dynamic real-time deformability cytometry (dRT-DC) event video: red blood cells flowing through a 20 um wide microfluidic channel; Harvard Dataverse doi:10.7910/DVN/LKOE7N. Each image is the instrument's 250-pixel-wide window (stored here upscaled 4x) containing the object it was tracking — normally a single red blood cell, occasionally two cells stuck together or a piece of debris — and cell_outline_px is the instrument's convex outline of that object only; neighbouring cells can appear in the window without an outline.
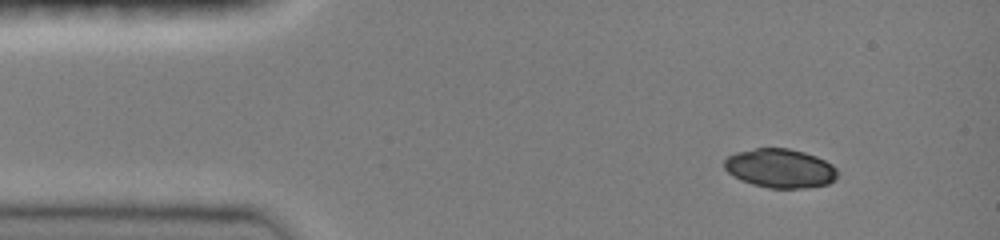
{"species": "common noctule bat (a hibernating species)", "species_latin": "Nyctalus noctula", "temperature_condition": "room temperature", "stored_images_in_passage": 43, "camera_frame_rate_fps": 3000, "um_per_image_px": 0.085, "animal": {"sex": "female", "body_mass_g": 19.0, "forearm_length_mm": 51.5}, "frame": {"image": 1, "passage_image": 1, "time_ms": 0.0, "image_size_px": [1000, 240], "cell_outline_px": [[836, 180], [828, 184], [804, 188], [768, 188], [752, 184], [740, 180], [732, 176], [724, 168], [724, 160], [728, 156], [736, 152], [756, 148], [788, 148], [804, 152], [816, 156], [832, 164], [836, 168]], "centroid_in_image_um": [66.29, 14.31], "position_along_channel_um": 18.7, "area_um2": 25.84}}
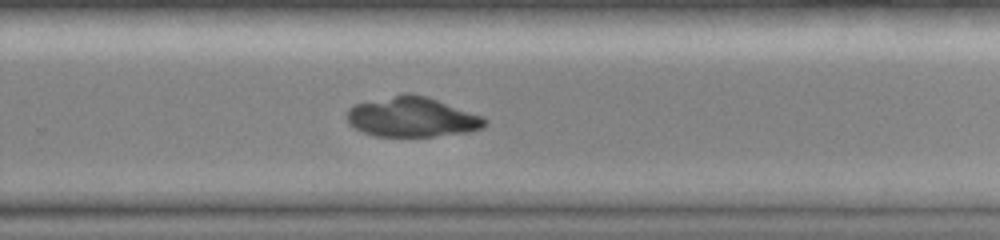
{"frame": {"image": 2, "passage_image": 27, "time_ms": 8.667, "image_size_px": [1000, 240], "cell_outline_px": [[488, 124], [480, 128], [468, 132], [432, 136], [372, 136], [348, 124], [344, 116], [348, 108], [352, 104], [404, 92], [412, 92], [428, 96], [484, 116], [488, 120]], "centroid_in_image_um": [34.99, 9.92], "position_along_channel_um": 294.8, "area_um2": 32.77}}
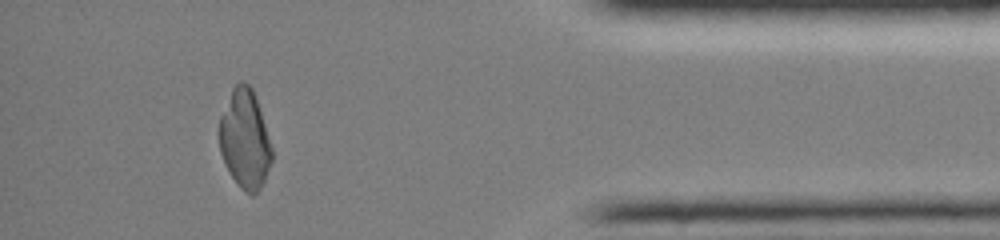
{"frame": {"image": 3, "passage_image": 38, "time_ms": 12.333, "image_size_px": [1000, 240], "cell_outline_px": [[272, 160], [264, 180], [260, 188], [252, 196], [240, 188], [224, 164], [220, 152], [216, 132], [220, 116], [232, 88], [240, 80], [244, 80], [252, 88], [272, 148]], "centroid_in_image_um": [20.76, 11.83], "position_along_channel_um": 414.4, "area_um2": 30.4}}